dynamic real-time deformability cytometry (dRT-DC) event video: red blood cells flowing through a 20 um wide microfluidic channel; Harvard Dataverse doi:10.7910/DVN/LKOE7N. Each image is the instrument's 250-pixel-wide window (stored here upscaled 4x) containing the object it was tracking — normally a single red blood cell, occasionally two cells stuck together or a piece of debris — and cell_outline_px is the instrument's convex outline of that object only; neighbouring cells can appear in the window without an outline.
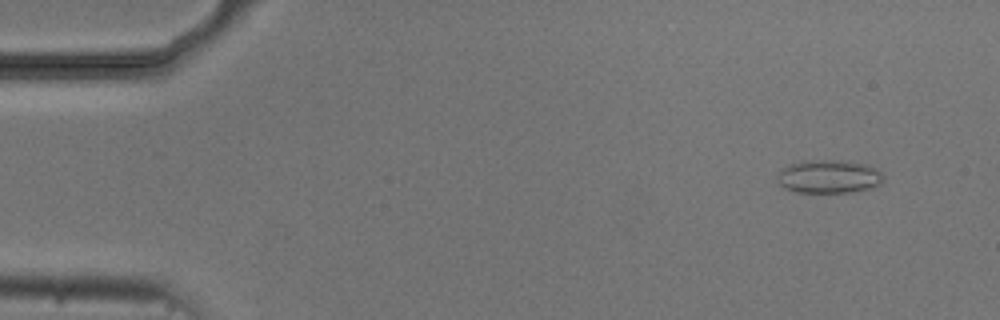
{"species": "common noctule bat (a hibernating species)", "species_latin": "Nyctalus noctula", "temperature_condition": "cold", "stored_images_in_passage": 4, "camera_frame_rate_fps": 3000, "um_per_image_px": 0.085, "animal": {"sex": "male", "body_mass_g": 20.5, "forearm_length_mm": 52.5}, "frame": {"image": 1, "passage_image": 1, "time_ms": 0.0, "image_size_px": [1000, 320], "cell_outline_px": [[884, 180], [880, 184], [872, 188], [852, 192], [796, 192], [784, 188], [776, 180], [776, 176], [780, 168], [792, 164], [824, 160], [852, 160], [868, 164], [880, 168], [884, 176]], "centroid_in_image_um": [70.53, 15.0], "position_along_channel_um": 14.5, "area_um2": 20.98}}